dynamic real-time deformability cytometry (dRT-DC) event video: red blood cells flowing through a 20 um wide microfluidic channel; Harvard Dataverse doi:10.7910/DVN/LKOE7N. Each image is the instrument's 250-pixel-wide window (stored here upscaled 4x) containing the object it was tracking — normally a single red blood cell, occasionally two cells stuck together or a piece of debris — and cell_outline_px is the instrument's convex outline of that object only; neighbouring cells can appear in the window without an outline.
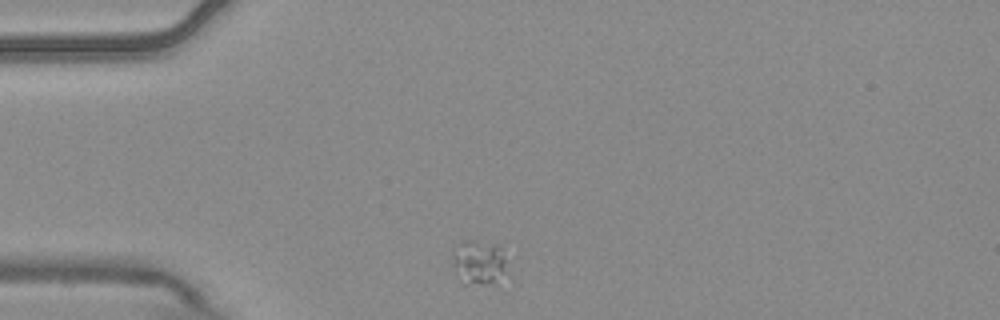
{"species": "common noctule bat (a hibernating species)", "species_latin": "Nyctalus noctula", "temperature_condition": "warm", "stored_images_in_passage": 1, "camera_frame_rate_fps": 3000, "um_per_image_px": 0.085, "animal": {"sex": "male", "body_mass_g": 20.4}, "frame": {"image": 1, "passage_image": 1, "time_ms": 0.0, "image_size_px": [1000, 320], "cell_outline_px": [[504, 260], [500, 272], [492, 280], [484, 284], [460, 284], [452, 264], [452, 244], [460, 240], [472, 240], [500, 244]], "centroid_in_image_um": [40.51, 22.21], "position_along_channel_um": 44.5, "area_um2": 13.99}}